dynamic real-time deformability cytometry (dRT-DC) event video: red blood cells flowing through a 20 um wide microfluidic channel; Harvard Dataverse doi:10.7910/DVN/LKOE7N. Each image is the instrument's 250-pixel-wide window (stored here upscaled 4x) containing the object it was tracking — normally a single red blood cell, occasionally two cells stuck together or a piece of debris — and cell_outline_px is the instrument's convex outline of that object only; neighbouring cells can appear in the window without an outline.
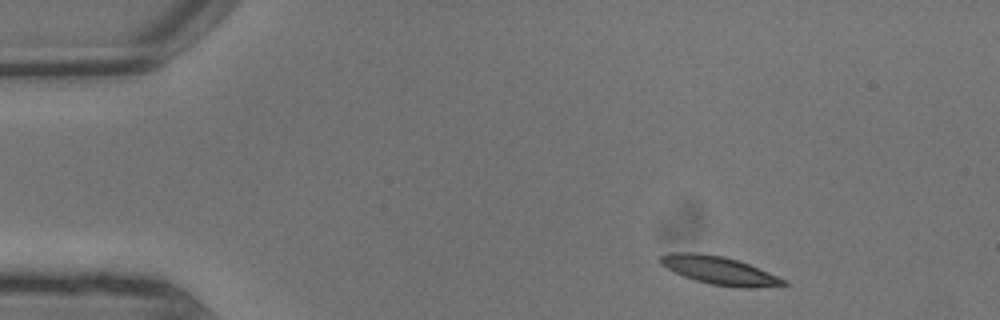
{"species": "common noctule bat (a hibernating species)", "species_latin": "Nyctalus noctula", "temperature_condition": "warm", "stored_images_in_passage": 4, "camera_frame_rate_fps": 3000, "um_per_image_px": 0.085, "animal": {"sex": "male", "body_mass_g": 13.3}, "frame": {"image": 1, "passage_image": 1, "time_ms": 0.0, "image_size_px": [1000, 320], "cell_outline_px": [[788, 284], [756, 288], [736, 288], [712, 284], [696, 280], [684, 276], [660, 264], [660, 256], [668, 252], [692, 252], [724, 256], [748, 264], [788, 280]], "centroid_in_image_um": [61.16, 22.99], "position_along_channel_um": 23.8, "area_um2": 20.06}}
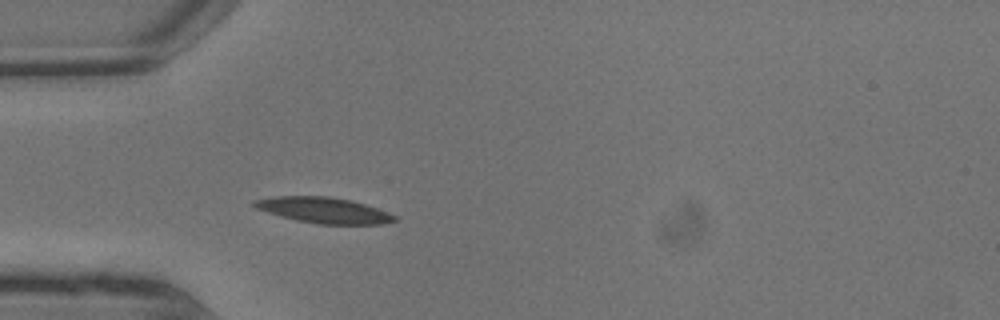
{"frame": {"image": 2, "passage_image": 4, "time_ms": 1.0, "image_size_px": [1000, 320], "cell_outline_px": [[396, 220], [384, 224], [320, 224], [296, 220], [280, 216], [256, 208], [252, 204], [256, 200], [272, 196], [332, 196], [352, 200], [388, 212], [396, 216]], "centroid_in_image_um": [27.53, 17.86], "position_along_channel_um": 57.5, "area_um2": 20.98}}